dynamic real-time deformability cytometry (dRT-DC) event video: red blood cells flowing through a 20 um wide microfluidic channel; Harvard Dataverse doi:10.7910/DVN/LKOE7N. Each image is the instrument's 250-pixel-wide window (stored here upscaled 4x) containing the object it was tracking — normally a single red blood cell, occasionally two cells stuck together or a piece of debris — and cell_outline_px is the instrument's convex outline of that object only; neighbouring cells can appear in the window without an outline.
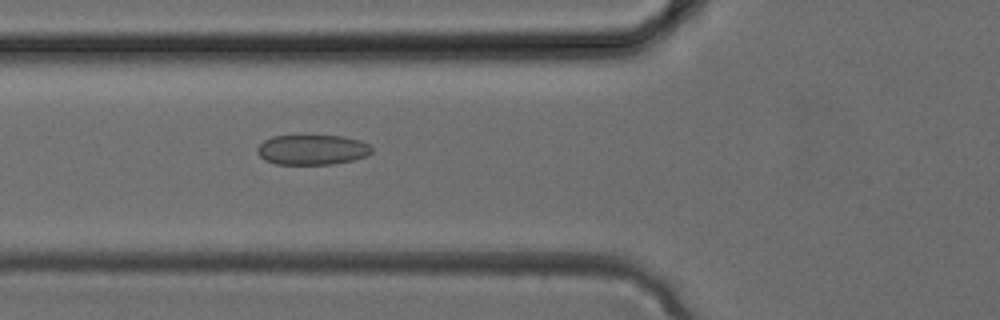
{"species": "common noctule bat (a hibernating species)", "species_latin": "Nyctalus noctula", "temperature_condition": "cold", "stored_images_in_passage": 4, "camera_frame_rate_fps": 3000, "um_per_image_px": 0.085, "animal": {"sex": "female", "body_mass_g": 24.6, "forearm_length_mm": 56.2}, "frame": {"image": 1, "passage_image": 4, "time_ms": 1.0, "image_size_px": [1000, 320], "cell_outline_px": [[372, 152], [364, 156], [352, 160], [332, 164], [276, 164], [264, 160], [256, 152], [256, 148], [264, 140], [272, 136], [344, 136], [360, 140], [368, 144], [372, 148]], "centroid_in_image_um": [26.51, 12.72], "position_along_channel_um": 99.3, "area_um2": 20.0}}